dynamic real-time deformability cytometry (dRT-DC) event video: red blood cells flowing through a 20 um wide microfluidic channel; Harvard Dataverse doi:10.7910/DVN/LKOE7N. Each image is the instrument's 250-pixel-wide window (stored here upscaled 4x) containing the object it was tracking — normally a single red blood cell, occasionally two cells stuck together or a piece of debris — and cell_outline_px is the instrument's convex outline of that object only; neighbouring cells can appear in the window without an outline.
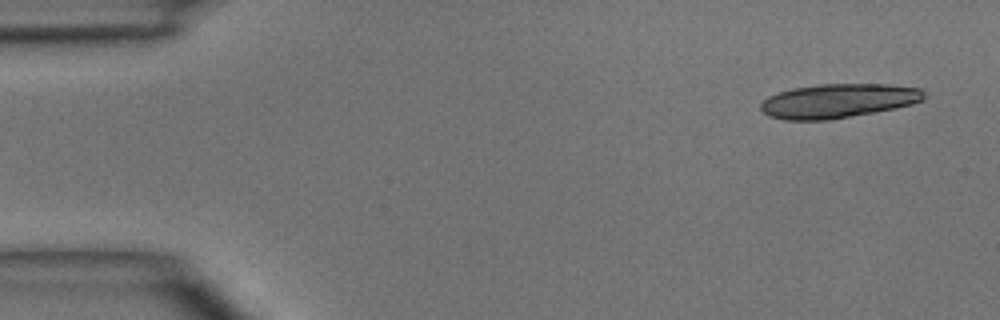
{"species": "common noctule bat (a hibernating species)", "species_latin": "Nyctalus noctula", "temperature_condition": "room temperature", "stored_images_in_passage": 3, "camera_frame_rate_fps": 3000, "um_per_image_px": 0.085, "animal": {"sex": "male", "body_mass_g": 15.6}, "frame": {"image": 1, "passage_image": 1, "time_ms": 0.0, "image_size_px": [1000, 320], "cell_outline_px": [[924, 100], [912, 104], [872, 112], [828, 120], [784, 120], [768, 116], [760, 108], [760, 104], [768, 96], [792, 88], [816, 84], [888, 84], [920, 88], [924, 92]], "centroid_in_image_um": [71.21, 8.56], "position_along_channel_um": 13.8, "area_um2": 32.37}}